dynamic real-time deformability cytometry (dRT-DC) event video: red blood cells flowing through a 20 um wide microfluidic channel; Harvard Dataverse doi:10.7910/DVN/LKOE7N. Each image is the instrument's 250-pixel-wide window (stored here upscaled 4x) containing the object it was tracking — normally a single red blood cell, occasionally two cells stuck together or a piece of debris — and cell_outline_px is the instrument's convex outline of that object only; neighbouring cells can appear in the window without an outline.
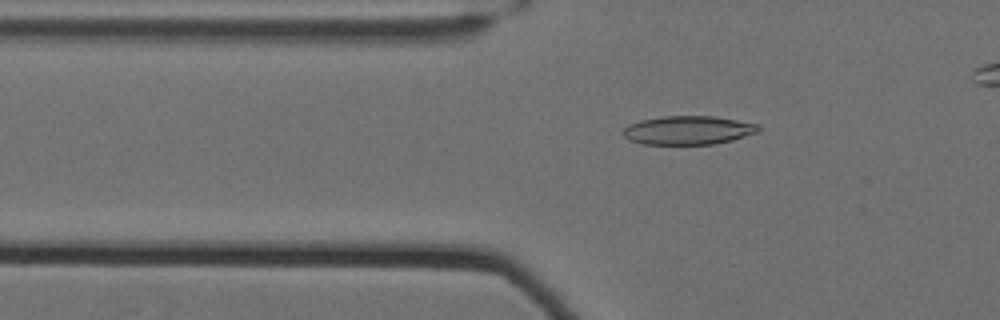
{"species": "Egyptian fruit bat (a non-hibernating species)", "species_latin": "Rousettus aegyptiacus", "temperature_condition": "cold", "stored_images_in_passage": 21, "camera_frame_rate_fps": 3000, "um_per_image_px": 0.085, "animal": {"sex": "female"}, "frame": {"image": 1, "passage_image": 3, "time_ms": 0.667, "image_size_px": [1000, 320], "cell_outline_px": [[760, 132], [732, 140], [712, 144], [640, 144], [628, 140], [620, 132], [628, 124], [640, 120], [664, 116], [716, 116], [760, 124]], "centroid_in_image_um": [58.49, 11.06], "position_along_channel_um": 67.3, "area_um2": 22.95}}
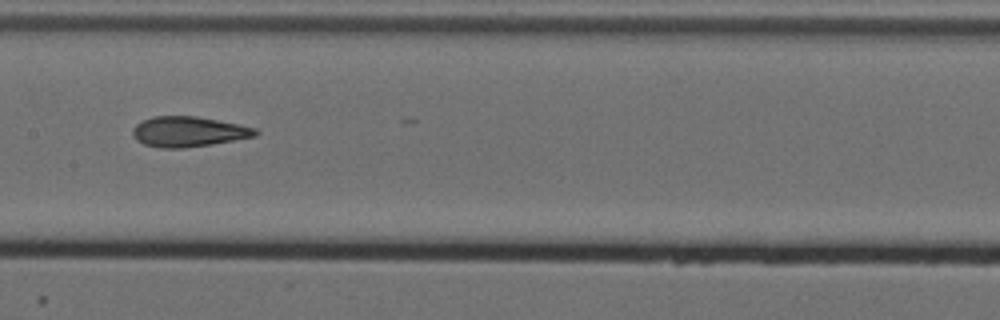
{"frame": {"image": 2, "passage_image": 14, "time_ms": 4.333, "image_size_px": [1000, 320], "cell_outline_px": [[260, 132], [256, 136], [212, 144], [184, 148], [160, 148], [144, 144], [136, 140], [132, 136], [132, 128], [140, 120], [152, 116], [196, 116], [256, 128]], "centroid_in_image_um": [15.97, 11.19], "position_along_channel_um": 191.4, "area_um2": 21.73}}
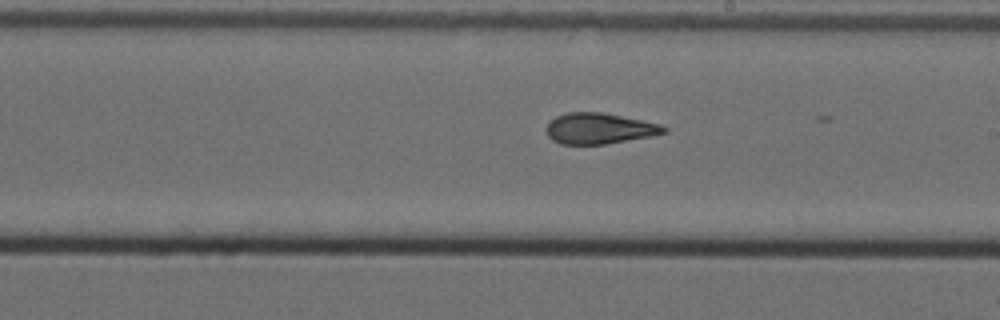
{"frame": {"image": 3, "passage_image": 18, "time_ms": 5.667, "image_size_px": [1000, 320], "cell_outline_px": [[668, 132], [652, 136], [604, 144], [560, 144], [552, 140], [548, 136], [548, 124], [556, 116], [568, 112], [604, 112], [660, 124], [668, 128]], "centroid_in_image_um": [50.97, 10.92], "position_along_channel_um": 238.0, "area_um2": 21.04}}